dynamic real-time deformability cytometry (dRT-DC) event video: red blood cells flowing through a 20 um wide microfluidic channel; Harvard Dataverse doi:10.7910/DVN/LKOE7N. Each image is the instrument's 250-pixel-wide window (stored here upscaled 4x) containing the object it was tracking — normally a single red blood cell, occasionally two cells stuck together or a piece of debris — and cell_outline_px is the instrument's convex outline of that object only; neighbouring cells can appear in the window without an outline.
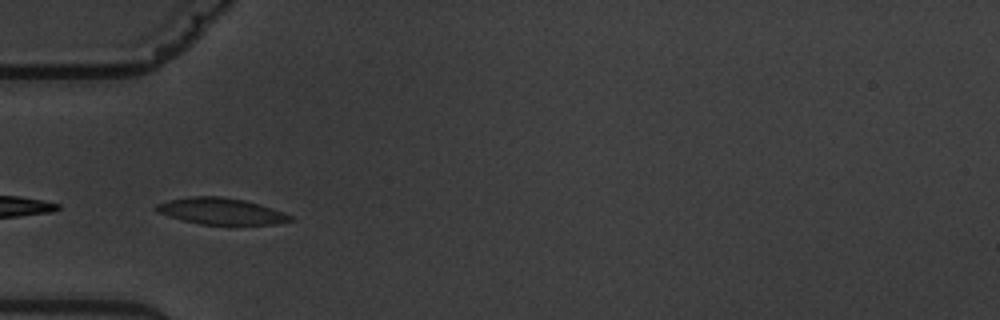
{"species": "common noctule bat (a hibernating species)", "species_latin": "Nyctalus noctula", "temperature_condition": "warm", "stored_images_in_passage": 9, "camera_frame_rate_fps": 3000, "um_per_image_px": 0.085, "animal": {"sex": "male", "body_mass_g": 19.5, "forearm_length_mm": 54.6}, "frame": {"image": 1, "passage_image": 3, "time_ms": 2.333, "image_size_px": [1000, 320], "cell_outline_px": [[292, 220], [272, 224], [200, 224], [184, 220], [156, 212], [156, 204], [168, 200], [192, 196], [220, 196], [244, 200], [260, 204], [284, 212], [292, 216]], "centroid_in_image_um": [18.78, 17.94], "position_along_channel_um": 66.2, "area_um2": 20.35}}
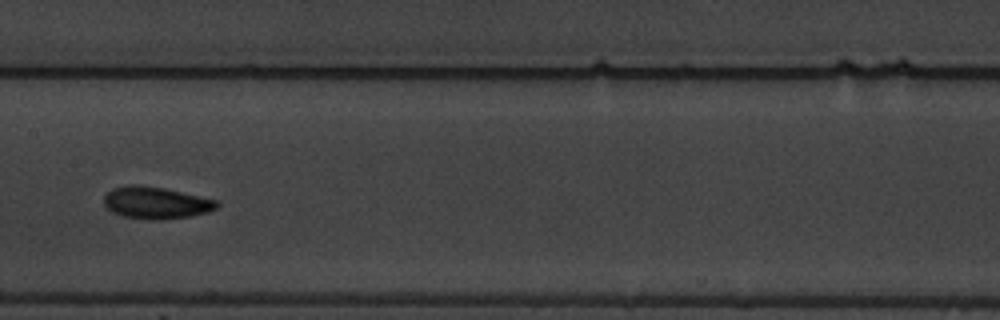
{"frame": {"image": 2, "passage_image": 6, "time_ms": 6.0, "image_size_px": [1000, 320], "cell_outline_px": [[220, 204], [216, 208], [208, 212], [192, 216], [156, 220], [152, 220], [120, 216], [112, 212], [104, 204], [104, 196], [112, 188], [128, 184], [136, 184], [164, 188], [220, 200]], "centroid_in_image_um": [13.27, 17.23], "position_along_channel_um": 194.1, "area_um2": 21.33}}
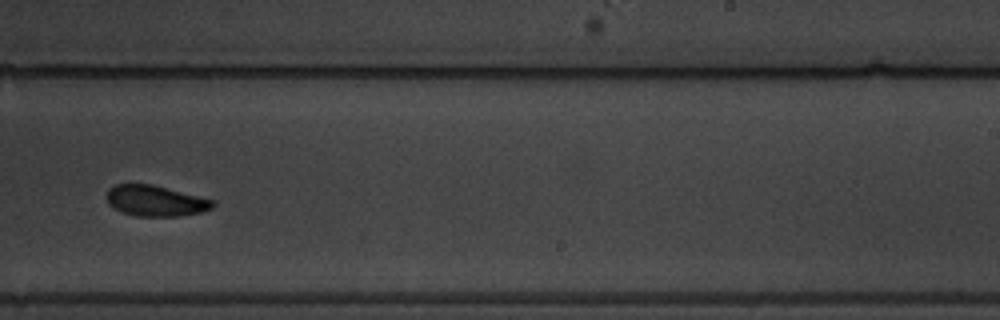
{"frame": {"image": 3, "passage_image": 8, "time_ms": 8.333, "image_size_px": [1000, 320], "cell_outline_px": [[216, 204], [212, 208], [200, 212], [180, 216], [136, 216], [112, 208], [108, 204], [108, 188], [116, 184], [152, 184], [216, 200]], "centroid_in_image_um": [13.24, 17.07], "position_along_channel_um": 275.8, "area_um2": 19.07}}